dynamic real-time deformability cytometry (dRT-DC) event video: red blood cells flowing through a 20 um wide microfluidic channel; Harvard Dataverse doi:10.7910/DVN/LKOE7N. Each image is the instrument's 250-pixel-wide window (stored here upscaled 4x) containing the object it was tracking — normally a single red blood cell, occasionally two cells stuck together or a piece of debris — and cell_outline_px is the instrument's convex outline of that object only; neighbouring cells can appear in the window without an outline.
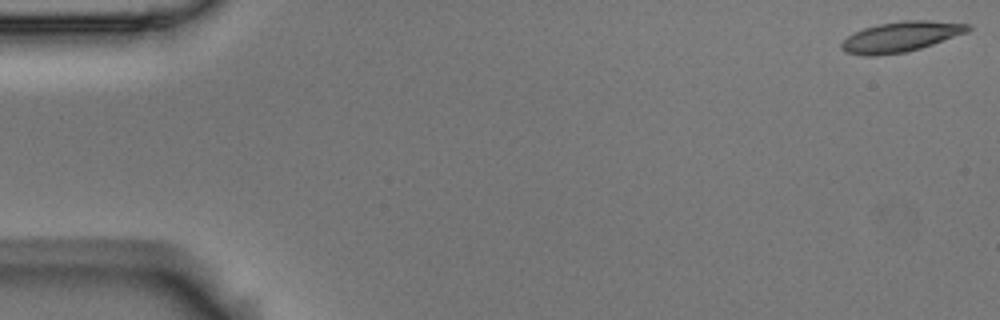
{"species": "Egyptian fruit bat (a non-hibernating species)", "species_latin": "Rousettus aegyptiacus", "temperature_condition": "room temperature", "stored_images_in_passage": 56, "camera_frame_rate_fps": 3000, "um_per_image_px": 0.085, "animal": {"sex": "male"}, "frame": {"image": 1, "passage_image": 1, "time_ms": 0.0, "image_size_px": [1000, 320], "cell_outline_px": [[972, 28], [968, 32], [920, 48], [904, 52], [876, 56], [864, 56], [844, 52], [840, 48], [840, 44], [848, 36], [864, 28], [880, 24], [904, 20], [928, 20], [972, 24]], "centroid_in_image_um": [76.58, 3.12], "position_along_channel_um": 8.4, "area_um2": 22.25}}
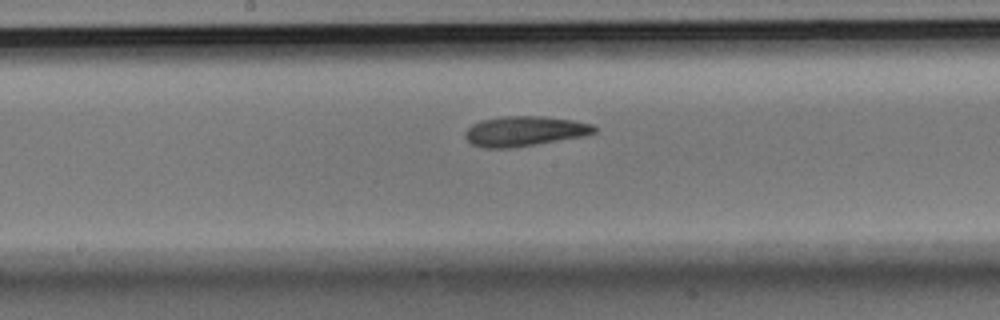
{"frame": {"image": 2, "passage_image": 29, "time_ms": 9.333, "image_size_px": [1000, 320], "cell_outline_px": [[596, 132], [584, 136], [536, 144], [508, 148], [484, 148], [472, 144], [464, 136], [464, 132], [472, 124], [480, 120], [504, 116], [544, 116], [572, 120], [592, 124], [596, 128]], "centroid_in_image_um": [44.56, 11.14], "position_along_channel_um": 203.6, "area_um2": 22.54}}
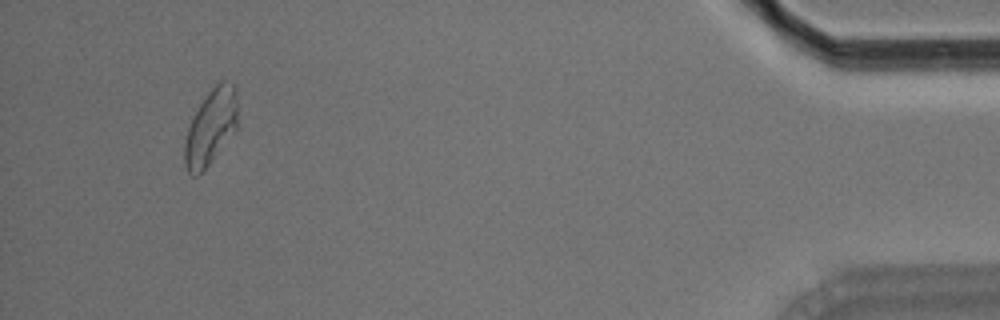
{"frame": {"image": 3, "passage_image": 53, "time_ms": 17.333, "image_size_px": [1000, 320], "cell_outline_px": [[236, 128], [200, 176], [192, 176], [188, 172], [184, 164], [184, 144], [188, 128], [200, 104], [208, 92], [220, 80], [224, 80], [236, 84]], "centroid_in_image_um": [17.9, 10.81], "position_along_channel_um": 417.3, "area_um2": 23.06}}